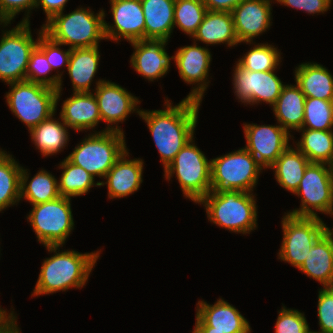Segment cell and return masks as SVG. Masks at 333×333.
Instances as JSON below:
<instances>
[{
	"label": "cell",
	"mask_w": 333,
	"mask_h": 333,
	"mask_svg": "<svg viewBox=\"0 0 333 333\" xmlns=\"http://www.w3.org/2000/svg\"><path fill=\"white\" fill-rule=\"evenodd\" d=\"M166 101L164 110H140L138 113L147 123L164 169L186 143L194 138L201 103L184 98L179 104L172 106L169 100Z\"/></svg>",
	"instance_id": "obj_1"
},
{
	"label": "cell",
	"mask_w": 333,
	"mask_h": 333,
	"mask_svg": "<svg viewBox=\"0 0 333 333\" xmlns=\"http://www.w3.org/2000/svg\"><path fill=\"white\" fill-rule=\"evenodd\" d=\"M45 247L56 254L44 260L33 296L66 291L70 287H83L100 254L99 251L85 254L74 250L59 252L61 246Z\"/></svg>",
	"instance_id": "obj_2"
},
{
	"label": "cell",
	"mask_w": 333,
	"mask_h": 333,
	"mask_svg": "<svg viewBox=\"0 0 333 333\" xmlns=\"http://www.w3.org/2000/svg\"><path fill=\"white\" fill-rule=\"evenodd\" d=\"M253 193L210 191L204 204L210 222L233 232L247 234L257 227V208Z\"/></svg>",
	"instance_id": "obj_3"
},
{
	"label": "cell",
	"mask_w": 333,
	"mask_h": 333,
	"mask_svg": "<svg viewBox=\"0 0 333 333\" xmlns=\"http://www.w3.org/2000/svg\"><path fill=\"white\" fill-rule=\"evenodd\" d=\"M103 10L92 13L91 9L77 8L69 14L63 12L54 15L43 24L44 33L61 45L71 49L99 46V40L105 39Z\"/></svg>",
	"instance_id": "obj_4"
},
{
	"label": "cell",
	"mask_w": 333,
	"mask_h": 333,
	"mask_svg": "<svg viewBox=\"0 0 333 333\" xmlns=\"http://www.w3.org/2000/svg\"><path fill=\"white\" fill-rule=\"evenodd\" d=\"M110 127L83 139L67 158L93 177L105 178L117 159L127 150L122 129L117 125L115 128Z\"/></svg>",
	"instance_id": "obj_5"
},
{
	"label": "cell",
	"mask_w": 333,
	"mask_h": 333,
	"mask_svg": "<svg viewBox=\"0 0 333 333\" xmlns=\"http://www.w3.org/2000/svg\"><path fill=\"white\" fill-rule=\"evenodd\" d=\"M170 180L176 173L186 198L198 203L211 191V161L193 144V138L176 154L164 169Z\"/></svg>",
	"instance_id": "obj_6"
},
{
	"label": "cell",
	"mask_w": 333,
	"mask_h": 333,
	"mask_svg": "<svg viewBox=\"0 0 333 333\" xmlns=\"http://www.w3.org/2000/svg\"><path fill=\"white\" fill-rule=\"evenodd\" d=\"M262 168L246 148L214 158L211 160V191L252 193Z\"/></svg>",
	"instance_id": "obj_7"
},
{
	"label": "cell",
	"mask_w": 333,
	"mask_h": 333,
	"mask_svg": "<svg viewBox=\"0 0 333 333\" xmlns=\"http://www.w3.org/2000/svg\"><path fill=\"white\" fill-rule=\"evenodd\" d=\"M9 85L11 90L6 95L7 105L29 131L54 115L57 90L28 81L12 82Z\"/></svg>",
	"instance_id": "obj_8"
},
{
	"label": "cell",
	"mask_w": 333,
	"mask_h": 333,
	"mask_svg": "<svg viewBox=\"0 0 333 333\" xmlns=\"http://www.w3.org/2000/svg\"><path fill=\"white\" fill-rule=\"evenodd\" d=\"M70 198L60 196L54 200L33 205L27 219L38 241L45 246H63L74 228Z\"/></svg>",
	"instance_id": "obj_9"
},
{
	"label": "cell",
	"mask_w": 333,
	"mask_h": 333,
	"mask_svg": "<svg viewBox=\"0 0 333 333\" xmlns=\"http://www.w3.org/2000/svg\"><path fill=\"white\" fill-rule=\"evenodd\" d=\"M282 219L283 240L279 259L299 269L327 226L319 217H296L286 213Z\"/></svg>",
	"instance_id": "obj_10"
},
{
	"label": "cell",
	"mask_w": 333,
	"mask_h": 333,
	"mask_svg": "<svg viewBox=\"0 0 333 333\" xmlns=\"http://www.w3.org/2000/svg\"><path fill=\"white\" fill-rule=\"evenodd\" d=\"M326 163L310 162L294 194L301 198V208L288 212L296 217H319L316 212L329 214L333 210V180ZM314 209V210H313Z\"/></svg>",
	"instance_id": "obj_11"
},
{
	"label": "cell",
	"mask_w": 333,
	"mask_h": 333,
	"mask_svg": "<svg viewBox=\"0 0 333 333\" xmlns=\"http://www.w3.org/2000/svg\"><path fill=\"white\" fill-rule=\"evenodd\" d=\"M30 23H19L3 32L0 40V79L7 84L25 81L31 52L38 44L31 35Z\"/></svg>",
	"instance_id": "obj_12"
},
{
	"label": "cell",
	"mask_w": 333,
	"mask_h": 333,
	"mask_svg": "<svg viewBox=\"0 0 333 333\" xmlns=\"http://www.w3.org/2000/svg\"><path fill=\"white\" fill-rule=\"evenodd\" d=\"M274 71H248L236 64L233 86L238 99L244 104L263 101L273 106L284 86Z\"/></svg>",
	"instance_id": "obj_13"
},
{
	"label": "cell",
	"mask_w": 333,
	"mask_h": 333,
	"mask_svg": "<svg viewBox=\"0 0 333 333\" xmlns=\"http://www.w3.org/2000/svg\"><path fill=\"white\" fill-rule=\"evenodd\" d=\"M289 132L281 125L244 124L245 148L267 169L289 147Z\"/></svg>",
	"instance_id": "obj_14"
},
{
	"label": "cell",
	"mask_w": 333,
	"mask_h": 333,
	"mask_svg": "<svg viewBox=\"0 0 333 333\" xmlns=\"http://www.w3.org/2000/svg\"><path fill=\"white\" fill-rule=\"evenodd\" d=\"M115 25L104 20L105 39L118 41L121 38L129 42L145 39V19L141 1L110 0Z\"/></svg>",
	"instance_id": "obj_15"
},
{
	"label": "cell",
	"mask_w": 333,
	"mask_h": 333,
	"mask_svg": "<svg viewBox=\"0 0 333 333\" xmlns=\"http://www.w3.org/2000/svg\"><path fill=\"white\" fill-rule=\"evenodd\" d=\"M175 63L179 70L180 77L188 84H197L187 95V99L202 101L206 90L208 71L210 67L211 54L207 48L197 46L194 42L191 46H184L177 50Z\"/></svg>",
	"instance_id": "obj_16"
},
{
	"label": "cell",
	"mask_w": 333,
	"mask_h": 333,
	"mask_svg": "<svg viewBox=\"0 0 333 333\" xmlns=\"http://www.w3.org/2000/svg\"><path fill=\"white\" fill-rule=\"evenodd\" d=\"M96 101L100 111L101 120L109 126L123 122L129 113L137 111V104L140 102L125 88L116 83L99 80L95 88Z\"/></svg>",
	"instance_id": "obj_17"
},
{
	"label": "cell",
	"mask_w": 333,
	"mask_h": 333,
	"mask_svg": "<svg viewBox=\"0 0 333 333\" xmlns=\"http://www.w3.org/2000/svg\"><path fill=\"white\" fill-rule=\"evenodd\" d=\"M270 2V0H243L232 10L239 43L251 44L254 37L270 27L272 14Z\"/></svg>",
	"instance_id": "obj_18"
},
{
	"label": "cell",
	"mask_w": 333,
	"mask_h": 333,
	"mask_svg": "<svg viewBox=\"0 0 333 333\" xmlns=\"http://www.w3.org/2000/svg\"><path fill=\"white\" fill-rule=\"evenodd\" d=\"M194 327H212V331L224 333H247L251 330L248 321L240 312L222 298L214 305L198 301Z\"/></svg>",
	"instance_id": "obj_19"
},
{
	"label": "cell",
	"mask_w": 333,
	"mask_h": 333,
	"mask_svg": "<svg viewBox=\"0 0 333 333\" xmlns=\"http://www.w3.org/2000/svg\"><path fill=\"white\" fill-rule=\"evenodd\" d=\"M168 41L164 39H141L130 42L134 48L131 64L138 74L149 81L164 76L170 67L171 58L165 51Z\"/></svg>",
	"instance_id": "obj_20"
},
{
	"label": "cell",
	"mask_w": 333,
	"mask_h": 333,
	"mask_svg": "<svg viewBox=\"0 0 333 333\" xmlns=\"http://www.w3.org/2000/svg\"><path fill=\"white\" fill-rule=\"evenodd\" d=\"M127 156H129L128 151L125 150L106 174V182L99 181L100 186L107 184L110 199L132 194L140 188V184L143 182V160H128Z\"/></svg>",
	"instance_id": "obj_21"
},
{
	"label": "cell",
	"mask_w": 333,
	"mask_h": 333,
	"mask_svg": "<svg viewBox=\"0 0 333 333\" xmlns=\"http://www.w3.org/2000/svg\"><path fill=\"white\" fill-rule=\"evenodd\" d=\"M60 118L76 131L88 130L100 122V111L96 96L92 92H73L62 104Z\"/></svg>",
	"instance_id": "obj_22"
},
{
	"label": "cell",
	"mask_w": 333,
	"mask_h": 333,
	"mask_svg": "<svg viewBox=\"0 0 333 333\" xmlns=\"http://www.w3.org/2000/svg\"><path fill=\"white\" fill-rule=\"evenodd\" d=\"M299 270L330 287L333 281V235L327 231L315 242Z\"/></svg>",
	"instance_id": "obj_23"
},
{
	"label": "cell",
	"mask_w": 333,
	"mask_h": 333,
	"mask_svg": "<svg viewBox=\"0 0 333 333\" xmlns=\"http://www.w3.org/2000/svg\"><path fill=\"white\" fill-rule=\"evenodd\" d=\"M295 69V82L306 98L333 101V75L325 67L302 63Z\"/></svg>",
	"instance_id": "obj_24"
},
{
	"label": "cell",
	"mask_w": 333,
	"mask_h": 333,
	"mask_svg": "<svg viewBox=\"0 0 333 333\" xmlns=\"http://www.w3.org/2000/svg\"><path fill=\"white\" fill-rule=\"evenodd\" d=\"M145 19V39L168 41L174 28L175 0L141 1Z\"/></svg>",
	"instance_id": "obj_25"
},
{
	"label": "cell",
	"mask_w": 333,
	"mask_h": 333,
	"mask_svg": "<svg viewBox=\"0 0 333 333\" xmlns=\"http://www.w3.org/2000/svg\"><path fill=\"white\" fill-rule=\"evenodd\" d=\"M192 38L210 45L225 43L228 47L239 43L231 12L207 11Z\"/></svg>",
	"instance_id": "obj_26"
},
{
	"label": "cell",
	"mask_w": 333,
	"mask_h": 333,
	"mask_svg": "<svg viewBox=\"0 0 333 333\" xmlns=\"http://www.w3.org/2000/svg\"><path fill=\"white\" fill-rule=\"evenodd\" d=\"M100 60L98 46L74 48L71 50L68 74L71 78L74 92H91L90 85L93 81Z\"/></svg>",
	"instance_id": "obj_27"
},
{
	"label": "cell",
	"mask_w": 333,
	"mask_h": 333,
	"mask_svg": "<svg viewBox=\"0 0 333 333\" xmlns=\"http://www.w3.org/2000/svg\"><path fill=\"white\" fill-rule=\"evenodd\" d=\"M305 100L306 97L297 84L283 86L280 96L272 107L276 120L285 130L298 131L302 128Z\"/></svg>",
	"instance_id": "obj_28"
},
{
	"label": "cell",
	"mask_w": 333,
	"mask_h": 333,
	"mask_svg": "<svg viewBox=\"0 0 333 333\" xmlns=\"http://www.w3.org/2000/svg\"><path fill=\"white\" fill-rule=\"evenodd\" d=\"M309 163L298 148L295 150L289 146L269 168L275 171L279 185L294 194Z\"/></svg>",
	"instance_id": "obj_29"
},
{
	"label": "cell",
	"mask_w": 333,
	"mask_h": 333,
	"mask_svg": "<svg viewBox=\"0 0 333 333\" xmlns=\"http://www.w3.org/2000/svg\"><path fill=\"white\" fill-rule=\"evenodd\" d=\"M51 115L30 130L32 141L43 156L53 155L63 149L68 138V126L52 118Z\"/></svg>",
	"instance_id": "obj_30"
},
{
	"label": "cell",
	"mask_w": 333,
	"mask_h": 333,
	"mask_svg": "<svg viewBox=\"0 0 333 333\" xmlns=\"http://www.w3.org/2000/svg\"><path fill=\"white\" fill-rule=\"evenodd\" d=\"M28 178V171L22 167L20 198H24L32 205H36L60 197L58 181L51 173L41 170L29 183H27Z\"/></svg>",
	"instance_id": "obj_31"
},
{
	"label": "cell",
	"mask_w": 333,
	"mask_h": 333,
	"mask_svg": "<svg viewBox=\"0 0 333 333\" xmlns=\"http://www.w3.org/2000/svg\"><path fill=\"white\" fill-rule=\"evenodd\" d=\"M302 131L301 140L297 148L310 162L328 164L333 157L332 130L299 129Z\"/></svg>",
	"instance_id": "obj_32"
},
{
	"label": "cell",
	"mask_w": 333,
	"mask_h": 333,
	"mask_svg": "<svg viewBox=\"0 0 333 333\" xmlns=\"http://www.w3.org/2000/svg\"><path fill=\"white\" fill-rule=\"evenodd\" d=\"M21 171L12 155L5 151L0 154V212L21 200Z\"/></svg>",
	"instance_id": "obj_33"
},
{
	"label": "cell",
	"mask_w": 333,
	"mask_h": 333,
	"mask_svg": "<svg viewBox=\"0 0 333 333\" xmlns=\"http://www.w3.org/2000/svg\"><path fill=\"white\" fill-rule=\"evenodd\" d=\"M59 168L64 171L58 182L60 196L70 198L86 194L89 189L100 182L94 183V177L81 166L73 164L67 157L61 162Z\"/></svg>",
	"instance_id": "obj_34"
},
{
	"label": "cell",
	"mask_w": 333,
	"mask_h": 333,
	"mask_svg": "<svg viewBox=\"0 0 333 333\" xmlns=\"http://www.w3.org/2000/svg\"><path fill=\"white\" fill-rule=\"evenodd\" d=\"M207 11L203 0H175L174 25L193 37Z\"/></svg>",
	"instance_id": "obj_35"
},
{
	"label": "cell",
	"mask_w": 333,
	"mask_h": 333,
	"mask_svg": "<svg viewBox=\"0 0 333 333\" xmlns=\"http://www.w3.org/2000/svg\"><path fill=\"white\" fill-rule=\"evenodd\" d=\"M50 71H52V67L50 66L45 54L36 46L30 55L25 81L41 84L57 90L58 102L61 94L60 92L62 91V73L52 77H46Z\"/></svg>",
	"instance_id": "obj_36"
},
{
	"label": "cell",
	"mask_w": 333,
	"mask_h": 333,
	"mask_svg": "<svg viewBox=\"0 0 333 333\" xmlns=\"http://www.w3.org/2000/svg\"><path fill=\"white\" fill-rule=\"evenodd\" d=\"M332 127L333 101L306 98L301 129L332 130Z\"/></svg>",
	"instance_id": "obj_37"
},
{
	"label": "cell",
	"mask_w": 333,
	"mask_h": 333,
	"mask_svg": "<svg viewBox=\"0 0 333 333\" xmlns=\"http://www.w3.org/2000/svg\"><path fill=\"white\" fill-rule=\"evenodd\" d=\"M280 52L268 44H257L237 64L248 71H273L280 62Z\"/></svg>",
	"instance_id": "obj_38"
},
{
	"label": "cell",
	"mask_w": 333,
	"mask_h": 333,
	"mask_svg": "<svg viewBox=\"0 0 333 333\" xmlns=\"http://www.w3.org/2000/svg\"><path fill=\"white\" fill-rule=\"evenodd\" d=\"M309 331L304 313L282 307L275 324V333H308Z\"/></svg>",
	"instance_id": "obj_39"
},
{
	"label": "cell",
	"mask_w": 333,
	"mask_h": 333,
	"mask_svg": "<svg viewBox=\"0 0 333 333\" xmlns=\"http://www.w3.org/2000/svg\"><path fill=\"white\" fill-rule=\"evenodd\" d=\"M41 31V32H40ZM39 31V38L37 47L45 54L52 70H56L61 66H68L69 58L71 55V48L67 51H61L60 43L53 41L49 36L44 33L43 27Z\"/></svg>",
	"instance_id": "obj_40"
},
{
	"label": "cell",
	"mask_w": 333,
	"mask_h": 333,
	"mask_svg": "<svg viewBox=\"0 0 333 333\" xmlns=\"http://www.w3.org/2000/svg\"><path fill=\"white\" fill-rule=\"evenodd\" d=\"M318 318L320 333H333V290L330 287L319 291Z\"/></svg>",
	"instance_id": "obj_41"
},
{
	"label": "cell",
	"mask_w": 333,
	"mask_h": 333,
	"mask_svg": "<svg viewBox=\"0 0 333 333\" xmlns=\"http://www.w3.org/2000/svg\"><path fill=\"white\" fill-rule=\"evenodd\" d=\"M36 0H0V24L8 26L11 20L18 14L20 11L26 9L27 17L23 18L21 23H30L29 22V11L35 8Z\"/></svg>",
	"instance_id": "obj_42"
},
{
	"label": "cell",
	"mask_w": 333,
	"mask_h": 333,
	"mask_svg": "<svg viewBox=\"0 0 333 333\" xmlns=\"http://www.w3.org/2000/svg\"><path fill=\"white\" fill-rule=\"evenodd\" d=\"M286 6L306 11L308 14L324 13L330 9L332 0H276Z\"/></svg>",
	"instance_id": "obj_43"
},
{
	"label": "cell",
	"mask_w": 333,
	"mask_h": 333,
	"mask_svg": "<svg viewBox=\"0 0 333 333\" xmlns=\"http://www.w3.org/2000/svg\"><path fill=\"white\" fill-rule=\"evenodd\" d=\"M67 1L68 0H36L35 8L41 5L46 13L47 21H49L54 15L63 12Z\"/></svg>",
	"instance_id": "obj_44"
},
{
	"label": "cell",
	"mask_w": 333,
	"mask_h": 333,
	"mask_svg": "<svg viewBox=\"0 0 333 333\" xmlns=\"http://www.w3.org/2000/svg\"><path fill=\"white\" fill-rule=\"evenodd\" d=\"M243 0H203L208 11L232 12Z\"/></svg>",
	"instance_id": "obj_45"
},
{
	"label": "cell",
	"mask_w": 333,
	"mask_h": 333,
	"mask_svg": "<svg viewBox=\"0 0 333 333\" xmlns=\"http://www.w3.org/2000/svg\"><path fill=\"white\" fill-rule=\"evenodd\" d=\"M13 312L14 311H11L9 314L7 313L0 320V333H21L19 332L20 329L17 327V319Z\"/></svg>",
	"instance_id": "obj_46"
},
{
	"label": "cell",
	"mask_w": 333,
	"mask_h": 333,
	"mask_svg": "<svg viewBox=\"0 0 333 333\" xmlns=\"http://www.w3.org/2000/svg\"><path fill=\"white\" fill-rule=\"evenodd\" d=\"M192 333H224V332L212 331V327H195Z\"/></svg>",
	"instance_id": "obj_47"
},
{
	"label": "cell",
	"mask_w": 333,
	"mask_h": 333,
	"mask_svg": "<svg viewBox=\"0 0 333 333\" xmlns=\"http://www.w3.org/2000/svg\"><path fill=\"white\" fill-rule=\"evenodd\" d=\"M328 166H329V170H330V175L333 180V157H332L331 161L328 163Z\"/></svg>",
	"instance_id": "obj_48"
},
{
	"label": "cell",
	"mask_w": 333,
	"mask_h": 333,
	"mask_svg": "<svg viewBox=\"0 0 333 333\" xmlns=\"http://www.w3.org/2000/svg\"><path fill=\"white\" fill-rule=\"evenodd\" d=\"M6 310L4 309H1V306H0V320L6 315Z\"/></svg>",
	"instance_id": "obj_49"
},
{
	"label": "cell",
	"mask_w": 333,
	"mask_h": 333,
	"mask_svg": "<svg viewBox=\"0 0 333 333\" xmlns=\"http://www.w3.org/2000/svg\"><path fill=\"white\" fill-rule=\"evenodd\" d=\"M330 214L333 215V210L331 211ZM326 229H327L326 231H327L328 233H330L331 235H333V231L330 230V228L327 227Z\"/></svg>",
	"instance_id": "obj_50"
},
{
	"label": "cell",
	"mask_w": 333,
	"mask_h": 333,
	"mask_svg": "<svg viewBox=\"0 0 333 333\" xmlns=\"http://www.w3.org/2000/svg\"><path fill=\"white\" fill-rule=\"evenodd\" d=\"M330 288L333 290V281H332V283H331V286H330Z\"/></svg>",
	"instance_id": "obj_51"
},
{
	"label": "cell",
	"mask_w": 333,
	"mask_h": 333,
	"mask_svg": "<svg viewBox=\"0 0 333 333\" xmlns=\"http://www.w3.org/2000/svg\"><path fill=\"white\" fill-rule=\"evenodd\" d=\"M308 333H320V332H315V331L313 332V331H309Z\"/></svg>",
	"instance_id": "obj_52"
}]
</instances>
